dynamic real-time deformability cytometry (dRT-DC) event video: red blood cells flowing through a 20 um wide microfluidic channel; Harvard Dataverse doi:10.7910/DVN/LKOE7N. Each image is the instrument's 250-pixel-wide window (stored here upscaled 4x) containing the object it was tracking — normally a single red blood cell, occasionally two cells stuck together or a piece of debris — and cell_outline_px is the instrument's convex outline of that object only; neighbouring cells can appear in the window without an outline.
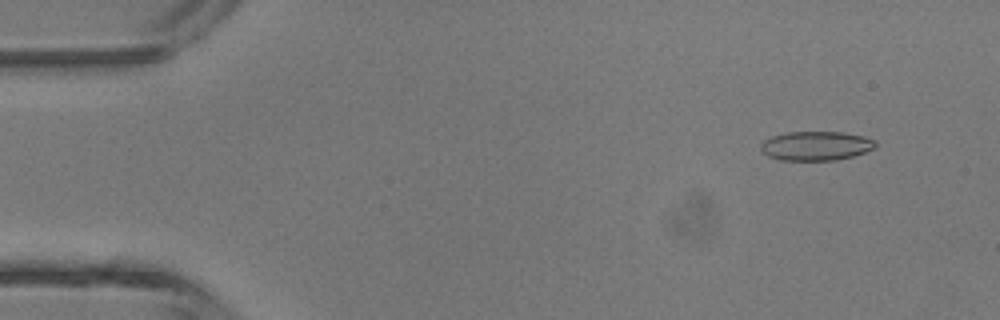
{"species": "common noctule bat (a hibernating species)", "species_latin": "Nyctalus noctula", "temperature_condition": "room temperature", "stored_images_in_passage": 4, "camera_frame_rate_fps": 3000, "um_per_image_px": 0.085, "animal": {"sex": "male", "body_mass_g": 13.3}, "frame": {"image": 1, "passage_image": 1, "time_ms": 0.0, "image_size_px": [1000, 320], "cell_outline_px": [[876, 144], [872, 148], [864, 152], [852, 156], [836, 160], [780, 160], [768, 156], [760, 148], [760, 144], [764, 140], [772, 136], [788, 132], [844, 132], [864, 136], [876, 140]], "centroid_in_image_um": [69.35, 12.39], "position_along_channel_um": 15.7, "area_um2": 19.42}}
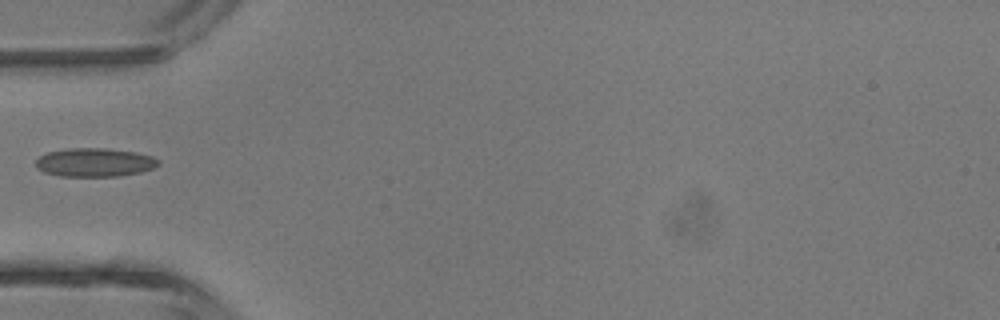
{"frame": {"image": 2, "passage_image": 4, "time_ms": 3.667, "image_size_px": [1000, 320], "cell_outline_px": [[160, 164], [152, 168], [140, 172], [116, 176], [60, 176], [44, 172], [36, 168], [36, 160], [40, 156], [48, 152], [68, 148], [104, 148], [136, 152], [152, 156], [160, 160]], "centroid_in_image_um": [8.04, 13.8], "position_along_channel_um": 77.0, "area_um2": 20.4}}